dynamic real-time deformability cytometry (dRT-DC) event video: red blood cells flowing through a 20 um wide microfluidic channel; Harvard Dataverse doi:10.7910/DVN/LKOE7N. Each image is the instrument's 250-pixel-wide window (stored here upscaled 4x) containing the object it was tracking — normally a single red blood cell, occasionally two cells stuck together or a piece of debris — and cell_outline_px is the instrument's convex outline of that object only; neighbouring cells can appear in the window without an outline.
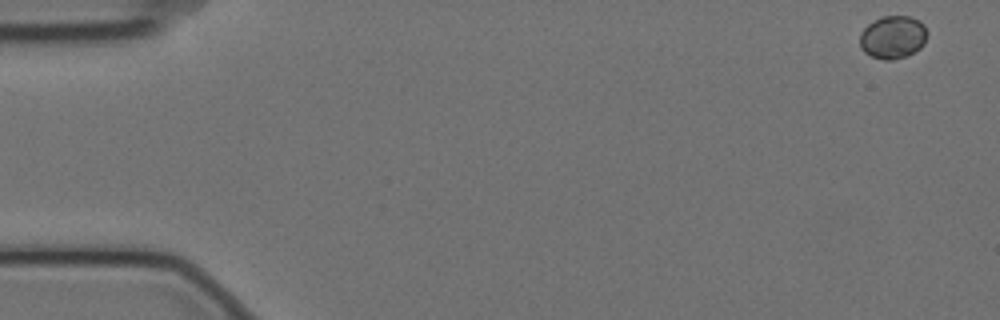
{"species": "Egyptian fruit bat (a non-hibernating species)", "species_latin": "Rousettus aegyptiacus", "temperature_condition": "cold", "stored_images_in_passage": 5, "camera_frame_rate_fps": 3000, "um_per_image_px": 0.085, "animal": {"sex": "female"}, "frame": {"image": 1, "passage_image": 1, "time_ms": 0.0, "image_size_px": [1000, 320], "cell_outline_px": [[928, 36], [924, 44], [920, 48], [908, 56], [892, 60], [884, 60], [872, 56], [864, 52], [860, 48], [860, 32], [868, 24], [884, 16], [908, 16], [920, 20], [924, 24], [928, 32]], "centroid_in_image_um": [75.92, 3.17], "position_along_channel_um": 9.1, "area_um2": 17.05}}
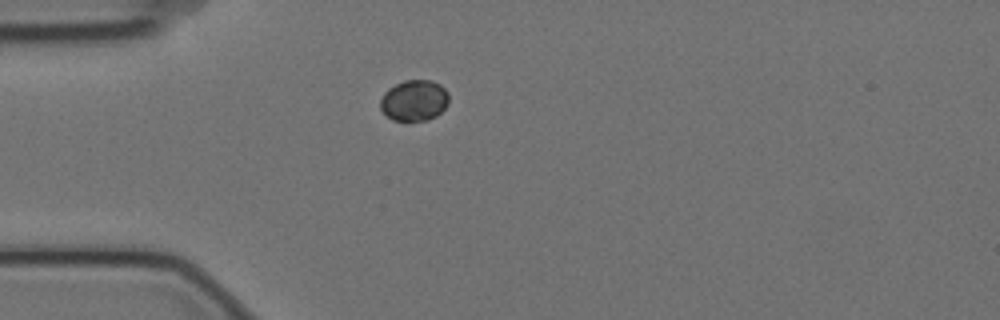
{"frame": {"image": 2, "passage_image": 5, "time_ms": 1.333, "image_size_px": [1000, 320], "cell_outline_px": [[448, 104], [436, 116], [428, 120], [392, 120], [380, 108], [380, 100], [384, 92], [388, 88], [404, 80], [432, 80], [440, 84], [448, 92]], "centroid_in_image_um": [35.21, 8.52], "position_along_channel_um": 49.8, "area_um2": 16.36}}